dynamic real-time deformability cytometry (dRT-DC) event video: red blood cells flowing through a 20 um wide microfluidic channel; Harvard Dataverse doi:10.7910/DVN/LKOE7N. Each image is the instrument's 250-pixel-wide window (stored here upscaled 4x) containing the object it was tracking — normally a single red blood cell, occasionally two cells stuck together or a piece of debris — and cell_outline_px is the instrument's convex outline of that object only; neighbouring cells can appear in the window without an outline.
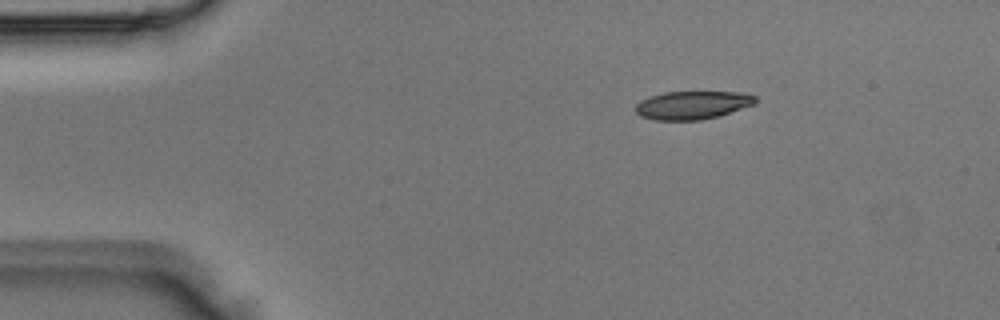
{"species": "Egyptian fruit bat (a non-hibernating species)", "species_latin": "Rousettus aegyptiacus", "temperature_condition": "room temperature", "stored_images_in_passage": 3, "camera_frame_rate_fps": 3000, "um_per_image_px": 0.085, "animal": {"sex": "male"}, "frame": {"image": 1, "passage_image": 1, "time_ms": 0.0, "image_size_px": [1000, 320], "cell_outline_px": [[756, 104], [716, 116], [700, 120], [652, 120], [640, 116], [636, 112], [636, 104], [640, 100], [648, 96], [664, 92], [748, 92], [756, 96]], "centroid_in_image_um": [58.85, 8.92], "position_along_channel_um": 26.2, "area_um2": 19.83}}
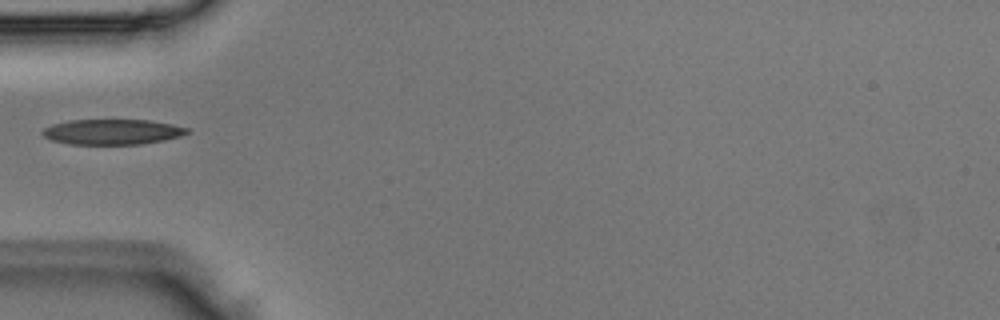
{"frame": {"image": 2, "passage_image": 3, "time_ms": 0.667, "image_size_px": [1000, 320], "cell_outline_px": [[188, 132], [180, 136], [164, 140], [140, 144], [68, 144], [52, 140], [44, 136], [40, 132], [44, 128], [52, 124], [72, 120], [148, 120], [172, 124], [188, 128]], "centroid_in_image_um": [9.52, 11.21], "position_along_channel_um": 75.5, "area_um2": 21.21}}